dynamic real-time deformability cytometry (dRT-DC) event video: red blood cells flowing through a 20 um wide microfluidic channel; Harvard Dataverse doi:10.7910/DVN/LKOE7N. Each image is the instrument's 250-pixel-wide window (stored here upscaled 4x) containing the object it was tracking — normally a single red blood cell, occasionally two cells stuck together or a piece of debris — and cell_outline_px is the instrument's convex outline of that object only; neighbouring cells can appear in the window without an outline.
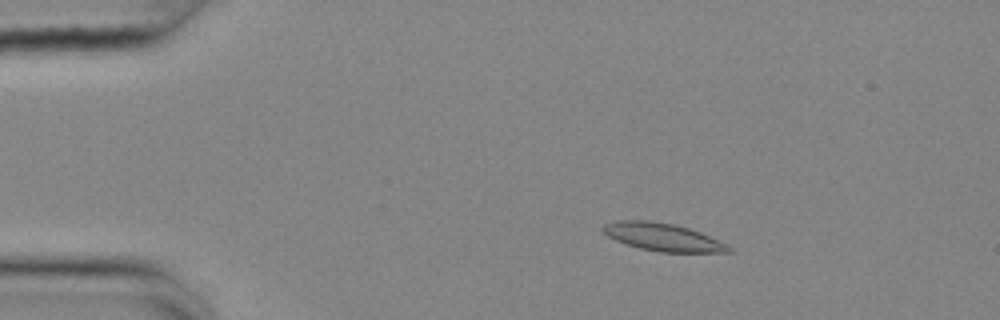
{"species": "common noctule bat (a hibernating species)", "species_latin": "Nyctalus noctula", "temperature_condition": "cold", "stored_images_in_passage": 56, "camera_frame_rate_fps": 3000, "um_per_image_px": 0.085, "animal": {"sex": "female", "body_mass_g": 25.1}, "frame": {"image": 1, "passage_image": 10, "time_ms": 3.0, "image_size_px": [1000, 320], "cell_outline_px": [[736, 252], [660, 252], [640, 248], [616, 240], [608, 236], [600, 228], [604, 224], [616, 220], [648, 220], [676, 224], [700, 232], [732, 248]], "centroid_in_image_um": [56.3, 20.14], "position_along_channel_um": 28.7, "area_um2": 20.17}}
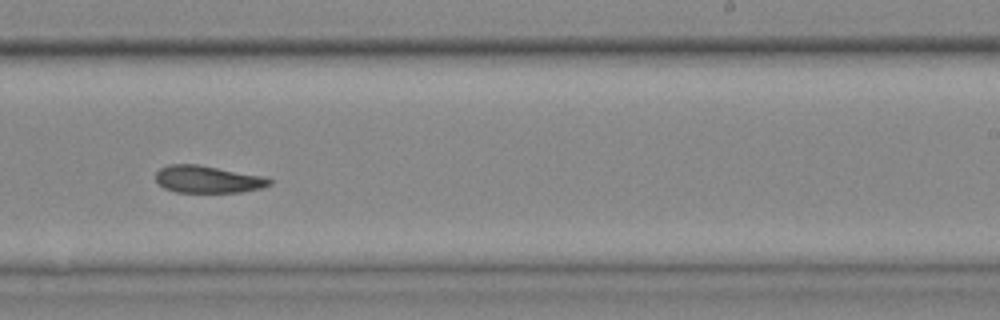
{"frame": {"image": 2, "passage_image": 35, "time_ms": 11.333, "image_size_px": [1000, 320], "cell_outline_px": [[272, 184], [260, 188], [240, 192], [176, 192], [164, 188], [156, 180], [156, 172], [160, 168], [168, 164], [196, 164], [264, 176], [272, 180]], "centroid_in_image_um": [17.65, 15.24], "position_along_channel_um": 271.4, "area_um2": 17.98}}
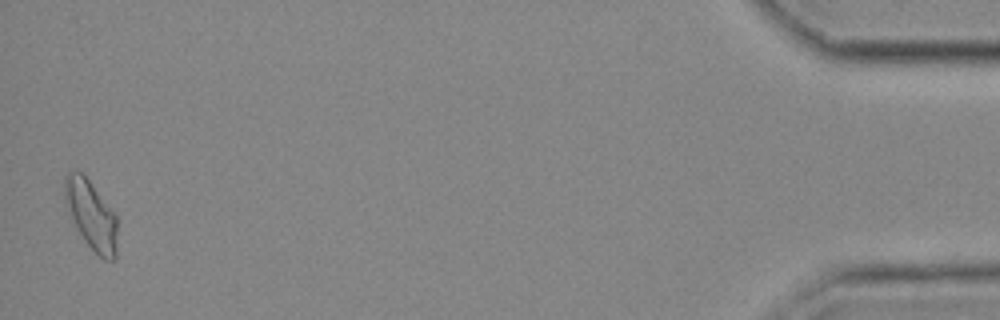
{"frame": {"image": 3, "passage_image": 55, "time_ms": 18.0, "image_size_px": [1000, 320], "cell_outline_px": [[116, 256], [112, 260], [104, 260], [88, 244], [76, 228], [64, 200], [64, 176], [68, 172], [80, 172], [88, 180], [116, 216]], "centroid_in_image_um": [7.73, 18.27], "position_along_channel_um": 427.5, "area_um2": 20.46}}